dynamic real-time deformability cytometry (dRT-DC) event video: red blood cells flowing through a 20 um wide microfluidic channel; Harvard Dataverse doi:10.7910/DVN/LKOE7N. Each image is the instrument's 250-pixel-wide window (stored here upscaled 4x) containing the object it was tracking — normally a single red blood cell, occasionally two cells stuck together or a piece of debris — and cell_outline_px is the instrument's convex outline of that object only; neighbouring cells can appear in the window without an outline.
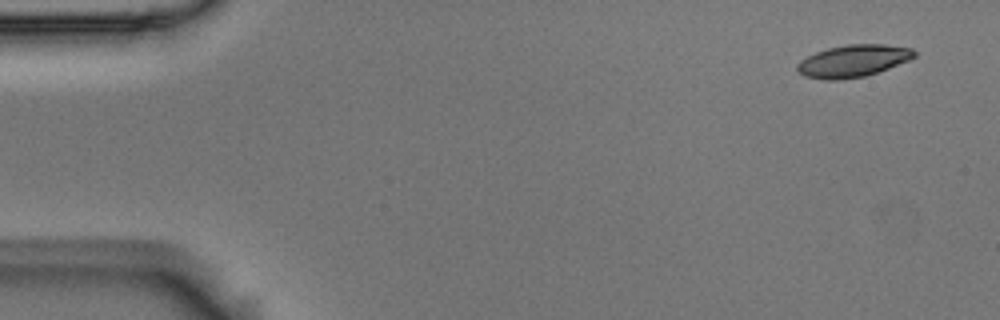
{"species": "Egyptian fruit bat (a non-hibernating species)", "species_latin": "Rousettus aegyptiacus", "temperature_condition": "room temperature", "stored_images_in_passage": 5, "camera_frame_rate_fps": 3000, "um_per_image_px": 0.085, "animal": {"sex": "male"}, "frame": {"image": 1, "passage_image": 1, "time_ms": 0.0, "image_size_px": [1000, 320], "cell_outline_px": [[916, 56], [908, 60], [888, 68], [864, 76], [836, 80], [824, 80], [804, 76], [796, 68], [796, 64], [800, 60], [816, 52], [828, 48], [844, 44], [884, 44], [912, 48], [916, 52]], "centroid_in_image_um": [72.49, 5.17], "position_along_channel_um": 12.5, "area_um2": 21.85}}
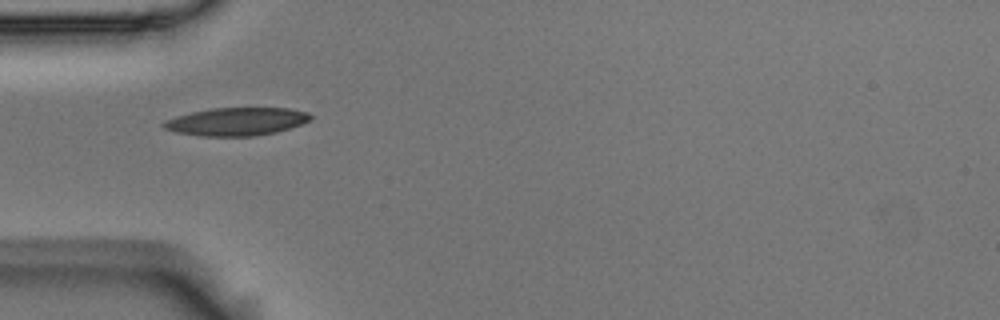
{"frame": {"image": 2, "passage_image": 5, "time_ms": 1.333, "image_size_px": [1000, 320], "cell_outline_px": [[312, 120], [276, 132], [256, 136], [200, 136], [176, 132], [164, 128], [160, 124], [164, 120], [176, 116], [192, 112], [212, 108], [288, 108], [308, 112], [312, 116]], "centroid_in_image_um": [20.09, 10.33], "position_along_channel_um": 64.9, "area_um2": 23.99}}